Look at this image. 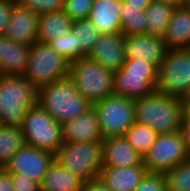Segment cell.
Wrapping results in <instances>:
<instances>
[{"label": "cell", "mask_w": 190, "mask_h": 191, "mask_svg": "<svg viewBox=\"0 0 190 191\" xmlns=\"http://www.w3.org/2000/svg\"><path fill=\"white\" fill-rule=\"evenodd\" d=\"M20 129L25 144L53 154L63 143L61 124L38 104L28 109Z\"/></svg>", "instance_id": "9"}, {"label": "cell", "mask_w": 190, "mask_h": 191, "mask_svg": "<svg viewBox=\"0 0 190 191\" xmlns=\"http://www.w3.org/2000/svg\"><path fill=\"white\" fill-rule=\"evenodd\" d=\"M13 191H40V183L21 174L11 173Z\"/></svg>", "instance_id": "34"}, {"label": "cell", "mask_w": 190, "mask_h": 191, "mask_svg": "<svg viewBox=\"0 0 190 191\" xmlns=\"http://www.w3.org/2000/svg\"><path fill=\"white\" fill-rule=\"evenodd\" d=\"M37 104L59 124L77 117L92 106L80 95L69 76L38 89Z\"/></svg>", "instance_id": "2"}, {"label": "cell", "mask_w": 190, "mask_h": 191, "mask_svg": "<svg viewBox=\"0 0 190 191\" xmlns=\"http://www.w3.org/2000/svg\"><path fill=\"white\" fill-rule=\"evenodd\" d=\"M155 91L178 98L190 94V48L167 49Z\"/></svg>", "instance_id": "8"}, {"label": "cell", "mask_w": 190, "mask_h": 191, "mask_svg": "<svg viewBox=\"0 0 190 191\" xmlns=\"http://www.w3.org/2000/svg\"><path fill=\"white\" fill-rule=\"evenodd\" d=\"M51 49L59 53L68 62L80 59V44H77L75 35L70 30L67 35L48 42Z\"/></svg>", "instance_id": "30"}, {"label": "cell", "mask_w": 190, "mask_h": 191, "mask_svg": "<svg viewBox=\"0 0 190 191\" xmlns=\"http://www.w3.org/2000/svg\"><path fill=\"white\" fill-rule=\"evenodd\" d=\"M54 161L53 153L24 144L10 159L5 169L10 173L21 174L41 183Z\"/></svg>", "instance_id": "12"}, {"label": "cell", "mask_w": 190, "mask_h": 191, "mask_svg": "<svg viewBox=\"0 0 190 191\" xmlns=\"http://www.w3.org/2000/svg\"><path fill=\"white\" fill-rule=\"evenodd\" d=\"M147 173L144 165L102 166L99 178L110 191H134Z\"/></svg>", "instance_id": "18"}, {"label": "cell", "mask_w": 190, "mask_h": 191, "mask_svg": "<svg viewBox=\"0 0 190 191\" xmlns=\"http://www.w3.org/2000/svg\"><path fill=\"white\" fill-rule=\"evenodd\" d=\"M68 76L80 95L91 104L113 95L114 72L103 68L88 56L70 62Z\"/></svg>", "instance_id": "6"}, {"label": "cell", "mask_w": 190, "mask_h": 191, "mask_svg": "<svg viewBox=\"0 0 190 191\" xmlns=\"http://www.w3.org/2000/svg\"><path fill=\"white\" fill-rule=\"evenodd\" d=\"M135 122L148 125L158 135L177 132L183 120L181 98L157 91L134 100Z\"/></svg>", "instance_id": "1"}, {"label": "cell", "mask_w": 190, "mask_h": 191, "mask_svg": "<svg viewBox=\"0 0 190 191\" xmlns=\"http://www.w3.org/2000/svg\"><path fill=\"white\" fill-rule=\"evenodd\" d=\"M190 158L180 131L160 134L143 155V165L148 173L165 174L179 163Z\"/></svg>", "instance_id": "11"}, {"label": "cell", "mask_w": 190, "mask_h": 191, "mask_svg": "<svg viewBox=\"0 0 190 191\" xmlns=\"http://www.w3.org/2000/svg\"><path fill=\"white\" fill-rule=\"evenodd\" d=\"M158 68L142 59L126 58L121 69L114 72L113 95L142 98L155 91Z\"/></svg>", "instance_id": "7"}, {"label": "cell", "mask_w": 190, "mask_h": 191, "mask_svg": "<svg viewBox=\"0 0 190 191\" xmlns=\"http://www.w3.org/2000/svg\"><path fill=\"white\" fill-rule=\"evenodd\" d=\"M88 57L107 70L119 71L126 60L124 35L122 33L100 34Z\"/></svg>", "instance_id": "13"}, {"label": "cell", "mask_w": 190, "mask_h": 191, "mask_svg": "<svg viewBox=\"0 0 190 191\" xmlns=\"http://www.w3.org/2000/svg\"><path fill=\"white\" fill-rule=\"evenodd\" d=\"M125 56L142 59L159 68L167 51L163 39L148 34L124 36Z\"/></svg>", "instance_id": "14"}, {"label": "cell", "mask_w": 190, "mask_h": 191, "mask_svg": "<svg viewBox=\"0 0 190 191\" xmlns=\"http://www.w3.org/2000/svg\"><path fill=\"white\" fill-rule=\"evenodd\" d=\"M37 104V90L23 76L0 75V125L20 128Z\"/></svg>", "instance_id": "3"}, {"label": "cell", "mask_w": 190, "mask_h": 191, "mask_svg": "<svg viewBox=\"0 0 190 191\" xmlns=\"http://www.w3.org/2000/svg\"><path fill=\"white\" fill-rule=\"evenodd\" d=\"M16 0H0V37L5 35L11 11Z\"/></svg>", "instance_id": "35"}, {"label": "cell", "mask_w": 190, "mask_h": 191, "mask_svg": "<svg viewBox=\"0 0 190 191\" xmlns=\"http://www.w3.org/2000/svg\"><path fill=\"white\" fill-rule=\"evenodd\" d=\"M122 0H94L88 19L100 34L121 33Z\"/></svg>", "instance_id": "19"}, {"label": "cell", "mask_w": 190, "mask_h": 191, "mask_svg": "<svg viewBox=\"0 0 190 191\" xmlns=\"http://www.w3.org/2000/svg\"><path fill=\"white\" fill-rule=\"evenodd\" d=\"M179 131L186 149L190 152V121H182Z\"/></svg>", "instance_id": "38"}, {"label": "cell", "mask_w": 190, "mask_h": 191, "mask_svg": "<svg viewBox=\"0 0 190 191\" xmlns=\"http://www.w3.org/2000/svg\"><path fill=\"white\" fill-rule=\"evenodd\" d=\"M154 1L168 4L175 8L188 4V0H154Z\"/></svg>", "instance_id": "41"}, {"label": "cell", "mask_w": 190, "mask_h": 191, "mask_svg": "<svg viewBox=\"0 0 190 191\" xmlns=\"http://www.w3.org/2000/svg\"><path fill=\"white\" fill-rule=\"evenodd\" d=\"M134 191H167L164 174L147 173Z\"/></svg>", "instance_id": "33"}, {"label": "cell", "mask_w": 190, "mask_h": 191, "mask_svg": "<svg viewBox=\"0 0 190 191\" xmlns=\"http://www.w3.org/2000/svg\"><path fill=\"white\" fill-rule=\"evenodd\" d=\"M175 7L157 1H152L144 10L147 20V34L163 38L166 27Z\"/></svg>", "instance_id": "24"}, {"label": "cell", "mask_w": 190, "mask_h": 191, "mask_svg": "<svg viewBox=\"0 0 190 191\" xmlns=\"http://www.w3.org/2000/svg\"><path fill=\"white\" fill-rule=\"evenodd\" d=\"M97 114L102 139L110 136H124L135 122L134 100L110 95L92 104Z\"/></svg>", "instance_id": "10"}, {"label": "cell", "mask_w": 190, "mask_h": 191, "mask_svg": "<svg viewBox=\"0 0 190 191\" xmlns=\"http://www.w3.org/2000/svg\"><path fill=\"white\" fill-rule=\"evenodd\" d=\"M182 102V121H190V94L181 98Z\"/></svg>", "instance_id": "40"}, {"label": "cell", "mask_w": 190, "mask_h": 191, "mask_svg": "<svg viewBox=\"0 0 190 191\" xmlns=\"http://www.w3.org/2000/svg\"><path fill=\"white\" fill-rule=\"evenodd\" d=\"M81 191H110L99 177L83 183Z\"/></svg>", "instance_id": "36"}, {"label": "cell", "mask_w": 190, "mask_h": 191, "mask_svg": "<svg viewBox=\"0 0 190 191\" xmlns=\"http://www.w3.org/2000/svg\"><path fill=\"white\" fill-rule=\"evenodd\" d=\"M29 50L28 45L14 43L5 36L0 37V75L23 76Z\"/></svg>", "instance_id": "20"}, {"label": "cell", "mask_w": 190, "mask_h": 191, "mask_svg": "<svg viewBox=\"0 0 190 191\" xmlns=\"http://www.w3.org/2000/svg\"><path fill=\"white\" fill-rule=\"evenodd\" d=\"M70 62L54 52L48 43L39 41L30 46L23 77L36 89L68 77Z\"/></svg>", "instance_id": "5"}, {"label": "cell", "mask_w": 190, "mask_h": 191, "mask_svg": "<svg viewBox=\"0 0 190 191\" xmlns=\"http://www.w3.org/2000/svg\"><path fill=\"white\" fill-rule=\"evenodd\" d=\"M167 191H190V158L164 174Z\"/></svg>", "instance_id": "29"}, {"label": "cell", "mask_w": 190, "mask_h": 191, "mask_svg": "<svg viewBox=\"0 0 190 191\" xmlns=\"http://www.w3.org/2000/svg\"><path fill=\"white\" fill-rule=\"evenodd\" d=\"M133 165H143V156L128 143L124 136H110L102 140V166Z\"/></svg>", "instance_id": "17"}, {"label": "cell", "mask_w": 190, "mask_h": 191, "mask_svg": "<svg viewBox=\"0 0 190 191\" xmlns=\"http://www.w3.org/2000/svg\"><path fill=\"white\" fill-rule=\"evenodd\" d=\"M55 161L83 183L99 177L102 168V141L63 142Z\"/></svg>", "instance_id": "4"}, {"label": "cell", "mask_w": 190, "mask_h": 191, "mask_svg": "<svg viewBox=\"0 0 190 191\" xmlns=\"http://www.w3.org/2000/svg\"><path fill=\"white\" fill-rule=\"evenodd\" d=\"M63 142L102 141L97 114L93 106L61 124Z\"/></svg>", "instance_id": "16"}, {"label": "cell", "mask_w": 190, "mask_h": 191, "mask_svg": "<svg viewBox=\"0 0 190 191\" xmlns=\"http://www.w3.org/2000/svg\"><path fill=\"white\" fill-rule=\"evenodd\" d=\"M0 191H13L11 173L0 167Z\"/></svg>", "instance_id": "37"}, {"label": "cell", "mask_w": 190, "mask_h": 191, "mask_svg": "<svg viewBox=\"0 0 190 191\" xmlns=\"http://www.w3.org/2000/svg\"><path fill=\"white\" fill-rule=\"evenodd\" d=\"M121 33L124 36L147 34L145 11L137 7L121 5Z\"/></svg>", "instance_id": "26"}, {"label": "cell", "mask_w": 190, "mask_h": 191, "mask_svg": "<svg viewBox=\"0 0 190 191\" xmlns=\"http://www.w3.org/2000/svg\"><path fill=\"white\" fill-rule=\"evenodd\" d=\"M72 22L63 10L39 15L37 41L48 43L67 35Z\"/></svg>", "instance_id": "22"}, {"label": "cell", "mask_w": 190, "mask_h": 191, "mask_svg": "<svg viewBox=\"0 0 190 191\" xmlns=\"http://www.w3.org/2000/svg\"><path fill=\"white\" fill-rule=\"evenodd\" d=\"M63 0H16V3L38 15L63 10Z\"/></svg>", "instance_id": "31"}, {"label": "cell", "mask_w": 190, "mask_h": 191, "mask_svg": "<svg viewBox=\"0 0 190 191\" xmlns=\"http://www.w3.org/2000/svg\"><path fill=\"white\" fill-rule=\"evenodd\" d=\"M94 0H64L63 11L72 21L86 19Z\"/></svg>", "instance_id": "32"}, {"label": "cell", "mask_w": 190, "mask_h": 191, "mask_svg": "<svg viewBox=\"0 0 190 191\" xmlns=\"http://www.w3.org/2000/svg\"><path fill=\"white\" fill-rule=\"evenodd\" d=\"M167 49L190 48V6L174 9L162 38Z\"/></svg>", "instance_id": "21"}, {"label": "cell", "mask_w": 190, "mask_h": 191, "mask_svg": "<svg viewBox=\"0 0 190 191\" xmlns=\"http://www.w3.org/2000/svg\"><path fill=\"white\" fill-rule=\"evenodd\" d=\"M128 143L142 156L150 149L158 134L148 125L134 122L125 132Z\"/></svg>", "instance_id": "27"}, {"label": "cell", "mask_w": 190, "mask_h": 191, "mask_svg": "<svg viewBox=\"0 0 190 191\" xmlns=\"http://www.w3.org/2000/svg\"><path fill=\"white\" fill-rule=\"evenodd\" d=\"M83 182L54 161L40 183V191H81Z\"/></svg>", "instance_id": "23"}, {"label": "cell", "mask_w": 190, "mask_h": 191, "mask_svg": "<svg viewBox=\"0 0 190 191\" xmlns=\"http://www.w3.org/2000/svg\"><path fill=\"white\" fill-rule=\"evenodd\" d=\"M153 0H122L126 6L137 7L139 10H145Z\"/></svg>", "instance_id": "39"}, {"label": "cell", "mask_w": 190, "mask_h": 191, "mask_svg": "<svg viewBox=\"0 0 190 191\" xmlns=\"http://www.w3.org/2000/svg\"><path fill=\"white\" fill-rule=\"evenodd\" d=\"M38 19L37 13L16 3L11 11L4 36L14 43L31 46L37 41Z\"/></svg>", "instance_id": "15"}, {"label": "cell", "mask_w": 190, "mask_h": 191, "mask_svg": "<svg viewBox=\"0 0 190 191\" xmlns=\"http://www.w3.org/2000/svg\"><path fill=\"white\" fill-rule=\"evenodd\" d=\"M24 144L20 128L0 125V167L5 168Z\"/></svg>", "instance_id": "25"}, {"label": "cell", "mask_w": 190, "mask_h": 191, "mask_svg": "<svg viewBox=\"0 0 190 191\" xmlns=\"http://www.w3.org/2000/svg\"><path fill=\"white\" fill-rule=\"evenodd\" d=\"M71 31L75 35L77 44H80V58L88 56L100 35L98 30L86 18L73 21Z\"/></svg>", "instance_id": "28"}]
</instances>
